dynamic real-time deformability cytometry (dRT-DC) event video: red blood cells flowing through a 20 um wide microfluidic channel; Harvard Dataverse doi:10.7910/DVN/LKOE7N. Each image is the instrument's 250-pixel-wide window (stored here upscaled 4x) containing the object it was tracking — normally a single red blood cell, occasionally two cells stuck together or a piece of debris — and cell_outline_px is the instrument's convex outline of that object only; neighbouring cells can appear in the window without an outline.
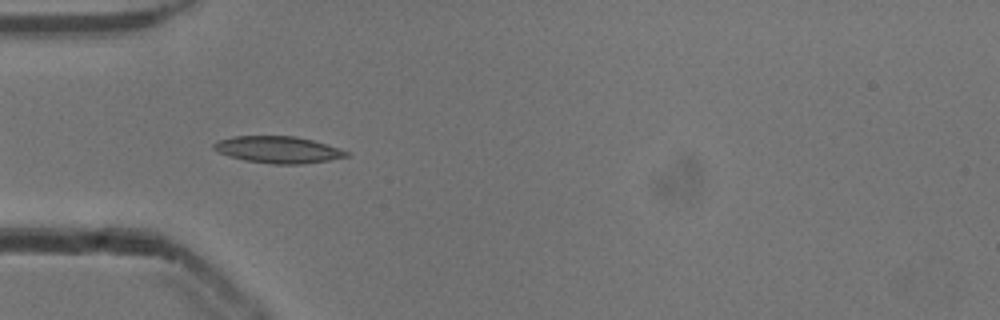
{"species": "common noctule bat (a hibernating species)", "species_latin": "Nyctalus noctula", "temperature_condition": "cold", "stored_images_in_passage": 39, "camera_frame_rate_fps": 3000, "um_per_image_px": 0.085, "animal": {"sex": "male", "body_mass_g": 13.3}, "frame": {"image": 1, "passage_image": 3, "time_ms": 0.667, "image_size_px": [1000, 320], "cell_outline_px": [[352, 156], [328, 160], [300, 164], [272, 164], [244, 160], [228, 156], [212, 148], [212, 144], [220, 140], [232, 136], [296, 136], [328, 144], [352, 152]], "centroid_in_image_um": [23.69, 12.72], "position_along_channel_um": 61.3, "area_um2": 20.87}}
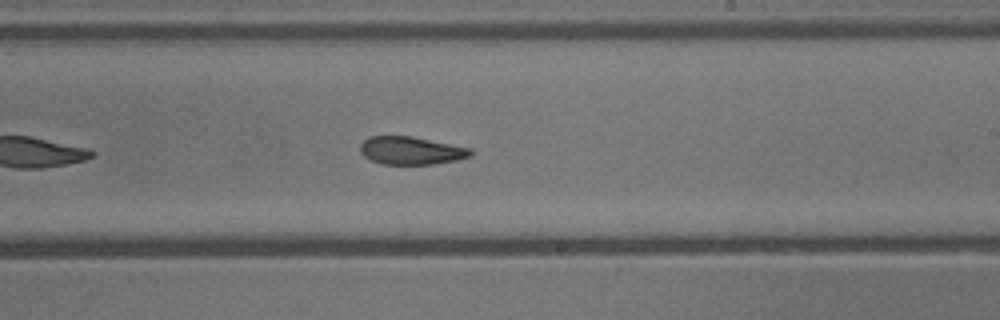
{"frame": {"image": 2, "passage_image": 18, "time_ms": 5.667, "image_size_px": [1000, 320], "cell_outline_px": [[472, 156], [456, 160], [432, 164], [380, 164], [364, 156], [360, 152], [360, 144], [368, 136], [412, 136], [472, 148]], "centroid_in_image_um": [34.94, 12.79], "position_along_channel_um": 254.1, "area_um2": 18.03}}
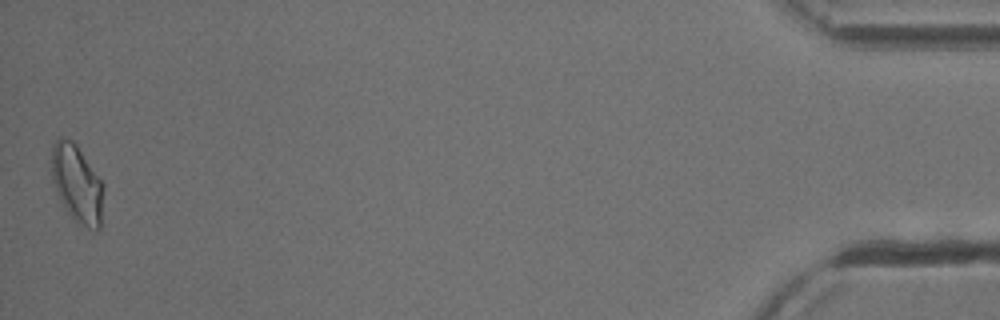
{"frame": {"image": 3, "passage_image": 39, "time_ms": 12.667, "image_size_px": [1000, 320], "cell_outline_px": [[104, 188], [100, 228], [96, 232], [88, 228], [72, 216], [64, 208], [52, 180], [52, 144], [60, 136], [64, 136], [72, 140], [76, 144], [104, 184]], "centroid_in_image_um": [6.56, 15.59], "position_along_channel_um": 428.6, "area_um2": 23.41}, "authors_computed_cell_mechanics": {"area_um2": 19.3052, "velocity_mm_per_s": 3.8831, "shape_relaxation_time_tau1_ms": 7.451, "shape_relaxation_time_tau2_ms": 2.4269, "deformation_change_tau1": 0.1488, "deformation_change_tau2": 0.0909}}